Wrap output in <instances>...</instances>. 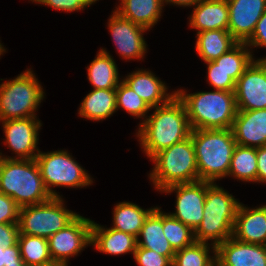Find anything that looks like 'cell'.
<instances>
[{"label":"cell","instance_id":"cell-1","mask_svg":"<svg viewBox=\"0 0 266 266\" xmlns=\"http://www.w3.org/2000/svg\"><path fill=\"white\" fill-rule=\"evenodd\" d=\"M152 109L153 114L147 116L135 133L142 151L150 159L156 153L187 139L192 131L185 105L177 95L167 104Z\"/></svg>","mask_w":266,"mask_h":266},{"label":"cell","instance_id":"cell-2","mask_svg":"<svg viewBox=\"0 0 266 266\" xmlns=\"http://www.w3.org/2000/svg\"><path fill=\"white\" fill-rule=\"evenodd\" d=\"M184 103L193 129H230L237 114L235 92L224 90L187 93L175 90Z\"/></svg>","mask_w":266,"mask_h":266},{"label":"cell","instance_id":"cell-3","mask_svg":"<svg viewBox=\"0 0 266 266\" xmlns=\"http://www.w3.org/2000/svg\"><path fill=\"white\" fill-rule=\"evenodd\" d=\"M199 180L215 183L228 177L232 154L236 144L230 129H193Z\"/></svg>","mask_w":266,"mask_h":266},{"label":"cell","instance_id":"cell-4","mask_svg":"<svg viewBox=\"0 0 266 266\" xmlns=\"http://www.w3.org/2000/svg\"><path fill=\"white\" fill-rule=\"evenodd\" d=\"M0 192L11 197L20 208L42 204L52 198L35 159L0 157Z\"/></svg>","mask_w":266,"mask_h":266},{"label":"cell","instance_id":"cell-5","mask_svg":"<svg viewBox=\"0 0 266 266\" xmlns=\"http://www.w3.org/2000/svg\"><path fill=\"white\" fill-rule=\"evenodd\" d=\"M239 200L224 188L206 181V197L203 219L194 231L196 242L211 241L214 246L229 239L233 234Z\"/></svg>","mask_w":266,"mask_h":266},{"label":"cell","instance_id":"cell-6","mask_svg":"<svg viewBox=\"0 0 266 266\" xmlns=\"http://www.w3.org/2000/svg\"><path fill=\"white\" fill-rule=\"evenodd\" d=\"M150 160L154 165L149 178L159 192L174 184L199 181L191 136L156 153Z\"/></svg>","mask_w":266,"mask_h":266},{"label":"cell","instance_id":"cell-7","mask_svg":"<svg viewBox=\"0 0 266 266\" xmlns=\"http://www.w3.org/2000/svg\"><path fill=\"white\" fill-rule=\"evenodd\" d=\"M31 68L0 84V121L37 117L45 97L43 86Z\"/></svg>","mask_w":266,"mask_h":266},{"label":"cell","instance_id":"cell-8","mask_svg":"<svg viewBox=\"0 0 266 266\" xmlns=\"http://www.w3.org/2000/svg\"><path fill=\"white\" fill-rule=\"evenodd\" d=\"M43 183L52 197H61L53 187L84 188L93 184L91 175L66 150L39 152L35 158Z\"/></svg>","mask_w":266,"mask_h":266},{"label":"cell","instance_id":"cell-9","mask_svg":"<svg viewBox=\"0 0 266 266\" xmlns=\"http://www.w3.org/2000/svg\"><path fill=\"white\" fill-rule=\"evenodd\" d=\"M62 197H52L49 201L24 206L19 209V234L50 236L70 224L79 214L65 207Z\"/></svg>","mask_w":266,"mask_h":266},{"label":"cell","instance_id":"cell-10","mask_svg":"<svg viewBox=\"0 0 266 266\" xmlns=\"http://www.w3.org/2000/svg\"><path fill=\"white\" fill-rule=\"evenodd\" d=\"M91 226L92 220L79 214L70 224L50 236L49 252L53 262L68 264L70 257L91 246Z\"/></svg>","mask_w":266,"mask_h":266},{"label":"cell","instance_id":"cell-11","mask_svg":"<svg viewBox=\"0 0 266 266\" xmlns=\"http://www.w3.org/2000/svg\"><path fill=\"white\" fill-rule=\"evenodd\" d=\"M2 122L4 131V144L14 156H5L0 152V157L5 159H35L40 152L38 148L39 130L42 123L37 117L10 119Z\"/></svg>","mask_w":266,"mask_h":266},{"label":"cell","instance_id":"cell-12","mask_svg":"<svg viewBox=\"0 0 266 266\" xmlns=\"http://www.w3.org/2000/svg\"><path fill=\"white\" fill-rule=\"evenodd\" d=\"M160 192L176 193L175 212L169 214L195 231L203 219L206 181L174 184Z\"/></svg>","mask_w":266,"mask_h":266},{"label":"cell","instance_id":"cell-13","mask_svg":"<svg viewBox=\"0 0 266 266\" xmlns=\"http://www.w3.org/2000/svg\"><path fill=\"white\" fill-rule=\"evenodd\" d=\"M238 110L266 109V57L254 59L236 82Z\"/></svg>","mask_w":266,"mask_h":266},{"label":"cell","instance_id":"cell-14","mask_svg":"<svg viewBox=\"0 0 266 266\" xmlns=\"http://www.w3.org/2000/svg\"><path fill=\"white\" fill-rule=\"evenodd\" d=\"M108 30L119 56L125 60H141L147 53V44L143 37L148 31L131 20L121 17L114 10L108 19Z\"/></svg>","mask_w":266,"mask_h":266},{"label":"cell","instance_id":"cell-15","mask_svg":"<svg viewBox=\"0 0 266 266\" xmlns=\"http://www.w3.org/2000/svg\"><path fill=\"white\" fill-rule=\"evenodd\" d=\"M228 31L238 43H246L266 11V0H227Z\"/></svg>","mask_w":266,"mask_h":266},{"label":"cell","instance_id":"cell-16","mask_svg":"<svg viewBox=\"0 0 266 266\" xmlns=\"http://www.w3.org/2000/svg\"><path fill=\"white\" fill-rule=\"evenodd\" d=\"M221 266H266V246L244 243L230 237L216 246Z\"/></svg>","mask_w":266,"mask_h":266},{"label":"cell","instance_id":"cell-17","mask_svg":"<svg viewBox=\"0 0 266 266\" xmlns=\"http://www.w3.org/2000/svg\"><path fill=\"white\" fill-rule=\"evenodd\" d=\"M231 130L237 145L266 146V109L238 110Z\"/></svg>","mask_w":266,"mask_h":266},{"label":"cell","instance_id":"cell-18","mask_svg":"<svg viewBox=\"0 0 266 266\" xmlns=\"http://www.w3.org/2000/svg\"><path fill=\"white\" fill-rule=\"evenodd\" d=\"M232 237L244 243L266 246V205L250 209L240 203Z\"/></svg>","mask_w":266,"mask_h":266},{"label":"cell","instance_id":"cell-19","mask_svg":"<svg viewBox=\"0 0 266 266\" xmlns=\"http://www.w3.org/2000/svg\"><path fill=\"white\" fill-rule=\"evenodd\" d=\"M139 95L149 107L155 108L167 104L174 96L176 91L168 93V86L161 81L151 70L138 69L127 74L122 79Z\"/></svg>","mask_w":266,"mask_h":266},{"label":"cell","instance_id":"cell-20","mask_svg":"<svg viewBox=\"0 0 266 266\" xmlns=\"http://www.w3.org/2000/svg\"><path fill=\"white\" fill-rule=\"evenodd\" d=\"M189 27L197 33L209 30H228L227 0H200L189 16Z\"/></svg>","mask_w":266,"mask_h":266},{"label":"cell","instance_id":"cell-21","mask_svg":"<svg viewBox=\"0 0 266 266\" xmlns=\"http://www.w3.org/2000/svg\"><path fill=\"white\" fill-rule=\"evenodd\" d=\"M91 246L97 251L109 255H123L134 252L137 248V237L104 226L92 220L91 226Z\"/></svg>","mask_w":266,"mask_h":266},{"label":"cell","instance_id":"cell-22","mask_svg":"<svg viewBox=\"0 0 266 266\" xmlns=\"http://www.w3.org/2000/svg\"><path fill=\"white\" fill-rule=\"evenodd\" d=\"M137 246L153 250L157 254L167 256L173 261L176 251L172 248L163 232V211L160 207L156 206L145 219L137 237Z\"/></svg>","mask_w":266,"mask_h":266},{"label":"cell","instance_id":"cell-23","mask_svg":"<svg viewBox=\"0 0 266 266\" xmlns=\"http://www.w3.org/2000/svg\"><path fill=\"white\" fill-rule=\"evenodd\" d=\"M115 7L121 17L131 20L150 31L155 26L164 8L163 0H119Z\"/></svg>","mask_w":266,"mask_h":266},{"label":"cell","instance_id":"cell-24","mask_svg":"<svg viewBox=\"0 0 266 266\" xmlns=\"http://www.w3.org/2000/svg\"><path fill=\"white\" fill-rule=\"evenodd\" d=\"M116 109V89H93L82 100L78 114L91 121H103Z\"/></svg>","mask_w":266,"mask_h":266},{"label":"cell","instance_id":"cell-25","mask_svg":"<svg viewBox=\"0 0 266 266\" xmlns=\"http://www.w3.org/2000/svg\"><path fill=\"white\" fill-rule=\"evenodd\" d=\"M98 51L94 60L86 67L87 78L93 89H116L122 80L119 78L115 60L105 48Z\"/></svg>","mask_w":266,"mask_h":266},{"label":"cell","instance_id":"cell-26","mask_svg":"<svg viewBox=\"0 0 266 266\" xmlns=\"http://www.w3.org/2000/svg\"><path fill=\"white\" fill-rule=\"evenodd\" d=\"M195 50L204 62L213 61L238 42L228 30H209L196 34Z\"/></svg>","mask_w":266,"mask_h":266},{"label":"cell","instance_id":"cell-27","mask_svg":"<svg viewBox=\"0 0 266 266\" xmlns=\"http://www.w3.org/2000/svg\"><path fill=\"white\" fill-rule=\"evenodd\" d=\"M113 225L111 228L138 237L145 219L155 209H142L132 202H119L113 208Z\"/></svg>","mask_w":266,"mask_h":266},{"label":"cell","instance_id":"cell-28","mask_svg":"<svg viewBox=\"0 0 266 266\" xmlns=\"http://www.w3.org/2000/svg\"><path fill=\"white\" fill-rule=\"evenodd\" d=\"M257 148L236 145L228 176L243 182L257 183Z\"/></svg>","mask_w":266,"mask_h":266},{"label":"cell","instance_id":"cell-29","mask_svg":"<svg viewBox=\"0 0 266 266\" xmlns=\"http://www.w3.org/2000/svg\"><path fill=\"white\" fill-rule=\"evenodd\" d=\"M20 255L27 266H47L53 262L48 239L38 236L19 234Z\"/></svg>","mask_w":266,"mask_h":266},{"label":"cell","instance_id":"cell-30","mask_svg":"<svg viewBox=\"0 0 266 266\" xmlns=\"http://www.w3.org/2000/svg\"><path fill=\"white\" fill-rule=\"evenodd\" d=\"M246 43H237L228 52L213 60L223 71L237 82L246 68L255 59Z\"/></svg>","mask_w":266,"mask_h":266},{"label":"cell","instance_id":"cell-31","mask_svg":"<svg viewBox=\"0 0 266 266\" xmlns=\"http://www.w3.org/2000/svg\"><path fill=\"white\" fill-rule=\"evenodd\" d=\"M215 258L216 246L195 241L192 245L176 251L172 266H208Z\"/></svg>","mask_w":266,"mask_h":266},{"label":"cell","instance_id":"cell-32","mask_svg":"<svg viewBox=\"0 0 266 266\" xmlns=\"http://www.w3.org/2000/svg\"><path fill=\"white\" fill-rule=\"evenodd\" d=\"M123 109L129 115L135 118H141L143 123L149 111L152 109L149 105L133 91V89L128 86L123 80L119 83L116 88V109Z\"/></svg>","mask_w":266,"mask_h":266},{"label":"cell","instance_id":"cell-33","mask_svg":"<svg viewBox=\"0 0 266 266\" xmlns=\"http://www.w3.org/2000/svg\"><path fill=\"white\" fill-rule=\"evenodd\" d=\"M163 232L172 248L177 251L195 242L194 231L169 213L163 212Z\"/></svg>","mask_w":266,"mask_h":266},{"label":"cell","instance_id":"cell-34","mask_svg":"<svg viewBox=\"0 0 266 266\" xmlns=\"http://www.w3.org/2000/svg\"><path fill=\"white\" fill-rule=\"evenodd\" d=\"M207 65L208 84L215 90L235 92L236 82L223 71L214 61L205 62Z\"/></svg>","mask_w":266,"mask_h":266},{"label":"cell","instance_id":"cell-35","mask_svg":"<svg viewBox=\"0 0 266 266\" xmlns=\"http://www.w3.org/2000/svg\"><path fill=\"white\" fill-rule=\"evenodd\" d=\"M133 257L139 266H172V261L167 256L139 246H137Z\"/></svg>","mask_w":266,"mask_h":266},{"label":"cell","instance_id":"cell-36","mask_svg":"<svg viewBox=\"0 0 266 266\" xmlns=\"http://www.w3.org/2000/svg\"><path fill=\"white\" fill-rule=\"evenodd\" d=\"M32 2L47 5L53 9L64 11V12H74L81 11L99 0H30Z\"/></svg>","mask_w":266,"mask_h":266},{"label":"cell","instance_id":"cell-37","mask_svg":"<svg viewBox=\"0 0 266 266\" xmlns=\"http://www.w3.org/2000/svg\"><path fill=\"white\" fill-rule=\"evenodd\" d=\"M19 209L11 197L0 192V224L18 223Z\"/></svg>","mask_w":266,"mask_h":266},{"label":"cell","instance_id":"cell-38","mask_svg":"<svg viewBox=\"0 0 266 266\" xmlns=\"http://www.w3.org/2000/svg\"><path fill=\"white\" fill-rule=\"evenodd\" d=\"M18 223L0 224V245L4 248L12 247L18 243Z\"/></svg>","mask_w":266,"mask_h":266},{"label":"cell","instance_id":"cell-39","mask_svg":"<svg viewBox=\"0 0 266 266\" xmlns=\"http://www.w3.org/2000/svg\"><path fill=\"white\" fill-rule=\"evenodd\" d=\"M246 44L251 50L253 47L266 48V11L257 22L255 31Z\"/></svg>","mask_w":266,"mask_h":266},{"label":"cell","instance_id":"cell-40","mask_svg":"<svg viewBox=\"0 0 266 266\" xmlns=\"http://www.w3.org/2000/svg\"><path fill=\"white\" fill-rule=\"evenodd\" d=\"M11 264H26L21 258L18 243L6 248L0 245V266H8Z\"/></svg>","mask_w":266,"mask_h":266},{"label":"cell","instance_id":"cell-41","mask_svg":"<svg viewBox=\"0 0 266 266\" xmlns=\"http://www.w3.org/2000/svg\"><path fill=\"white\" fill-rule=\"evenodd\" d=\"M257 183L266 184V146L257 147Z\"/></svg>","mask_w":266,"mask_h":266},{"label":"cell","instance_id":"cell-42","mask_svg":"<svg viewBox=\"0 0 266 266\" xmlns=\"http://www.w3.org/2000/svg\"><path fill=\"white\" fill-rule=\"evenodd\" d=\"M200 0H163L164 5L172 4L180 7H193L195 6Z\"/></svg>","mask_w":266,"mask_h":266},{"label":"cell","instance_id":"cell-43","mask_svg":"<svg viewBox=\"0 0 266 266\" xmlns=\"http://www.w3.org/2000/svg\"><path fill=\"white\" fill-rule=\"evenodd\" d=\"M208 266H221L217 258H215Z\"/></svg>","mask_w":266,"mask_h":266},{"label":"cell","instance_id":"cell-44","mask_svg":"<svg viewBox=\"0 0 266 266\" xmlns=\"http://www.w3.org/2000/svg\"><path fill=\"white\" fill-rule=\"evenodd\" d=\"M6 52V49L4 48V45L1 44V41H0V56L3 55V53Z\"/></svg>","mask_w":266,"mask_h":266},{"label":"cell","instance_id":"cell-45","mask_svg":"<svg viewBox=\"0 0 266 266\" xmlns=\"http://www.w3.org/2000/svg\"><path fill=\"white\" fill-rule=\"evenodd\" d=\"M47 266H68V264H64V263H52L50 265H47Z\"/></svg>","mask_w":266,"mask_h":266},{"label":"cell","instance_id":"cell-46","mask_svg":"<svg viewBox=\"0 0 266 266\" xmlns=\"http://www.w3.org/2000/svg\"><path fill=\"white\" fill-rule=\"evenodd\" d=\"M8 266H27L26 264H11V265H8Z\"/></svg>","mask_w":266,"mask_h":266}]
</instances>
